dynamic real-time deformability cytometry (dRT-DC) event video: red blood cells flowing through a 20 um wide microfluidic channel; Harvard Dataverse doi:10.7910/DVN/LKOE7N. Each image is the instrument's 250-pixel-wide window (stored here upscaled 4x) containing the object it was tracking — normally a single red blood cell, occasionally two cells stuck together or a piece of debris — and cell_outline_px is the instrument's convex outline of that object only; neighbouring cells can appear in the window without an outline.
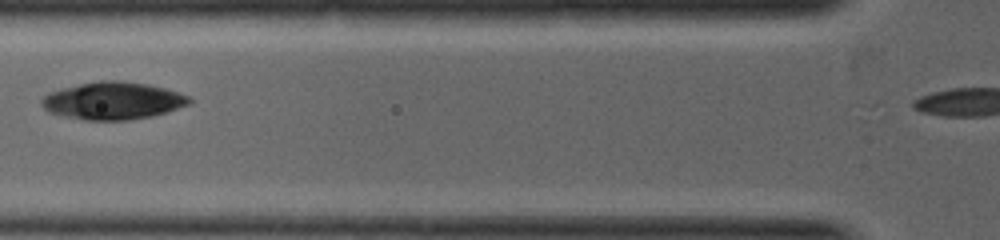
{"species": "common noctule bat (a hibernating species)", "species_latin": "Nyctalus noctula", "temperature_condition": "warm", "stored_images_in_passage": 8, "camera_frame_rate_fps": 5000, "um_per_image_px": 0.085, "animal": {"sex": "female", "body_mass_g": 19.0, "forearm_length_mm": 53.3}, "frame": {"image": 1, "passage_image": 3, "time_ms": 0.8, "image_size_px": [1000, 240], "cell_outline_px": [[192, 104], [168, 112], [152, 116], [132, 120], [84, 120], [64, 116], [48, 112], [40, 104], [40, 100], [48, 92], [60, 88], [80, 84], [104, 80], [120, 80], [148, 84], [164, 88], [188, 96], [192, 100]], "centroid_in_image_um": [9.59, 8.57], "position_along_channel_um": 116.2, "area_um2": 32.48}}
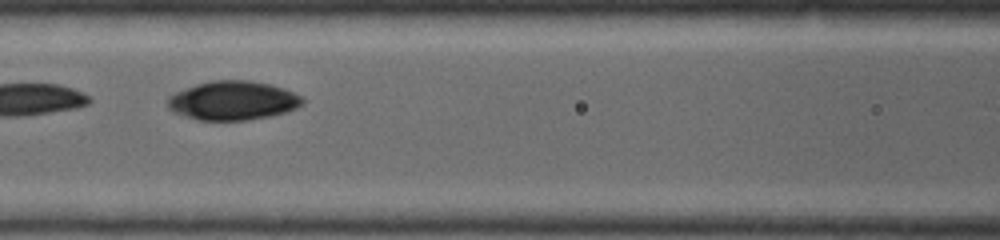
{"frame": {"image": 2, "passage_image": 4, "time_ms": 1.2, "image_size_px": [1000, 240], "cell_outline_px": [[304, 104], [288, 112], [272, 116], [248, 120], [196, 120], [172, 112], [168, 108], [168, 96], [184, 88], [196, 84], [216, 80], [248, 80], [268, 84], [284, 88], [304, 96]], "centroid_in_image_um": [19.82, 8.56], "position_along_channel_um": 146.8, "area_um2": 30.98}}
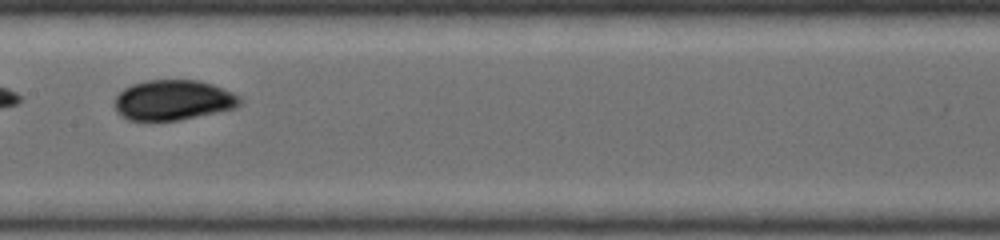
{"frame": {"image": 3, "passage_image": 6, "time_ms": 1.8, "image_size_px": [1000, 240], "cell_outline_px": [[244, 100], [236, 108], [180, 120], [128, 120], [120, 116], [116, 112], [112, 104], [116, 96], [124, 88], [132, 84], [148, 80], [200, 80], [212, 84], [232, 92], [240, 96]], "centroid_in_image_um": [14.71, 8.51], "position_along_channel_um": 192.7, "area_um2": 29.65}}